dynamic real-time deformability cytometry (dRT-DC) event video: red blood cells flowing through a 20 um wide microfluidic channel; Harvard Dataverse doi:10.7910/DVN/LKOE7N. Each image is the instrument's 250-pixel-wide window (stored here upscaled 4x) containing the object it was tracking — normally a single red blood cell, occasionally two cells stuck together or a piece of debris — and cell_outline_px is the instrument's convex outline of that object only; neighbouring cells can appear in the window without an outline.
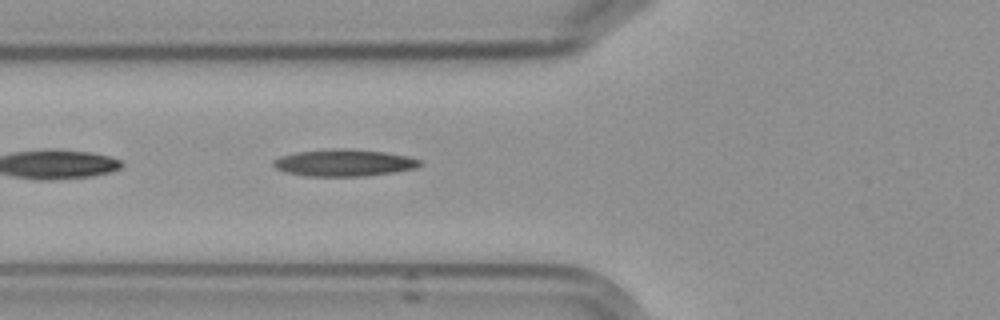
{"species": "Egyptian fruit bat (a non-hibernating species)", "species_latin": "Rousettus aegyptiacus", "temperature_condition": "cold", "stored_images_in_passage": 6, "camera_frame_rate_fps": 3000, "um_per_image_px": 0.085, "frame": {"image": 1, "passage_image": 6, "time_ms": 5.667, "image_size_px": [1000, 320], "cell_outline_px": [[424, 164], [416, 168], [396, 172], [364, 176], [308, 176], [288, 172], [276, 168], [272, 164], [272, 160], [280, 156], [296, 152], [324, 148], [352, 148], [384, 152], [408, 156], [420, 160]], "centroid_in_image_um": [29.26, 13.82], "position_along_channel_um": 96.5, "area_um2": 23.29}}